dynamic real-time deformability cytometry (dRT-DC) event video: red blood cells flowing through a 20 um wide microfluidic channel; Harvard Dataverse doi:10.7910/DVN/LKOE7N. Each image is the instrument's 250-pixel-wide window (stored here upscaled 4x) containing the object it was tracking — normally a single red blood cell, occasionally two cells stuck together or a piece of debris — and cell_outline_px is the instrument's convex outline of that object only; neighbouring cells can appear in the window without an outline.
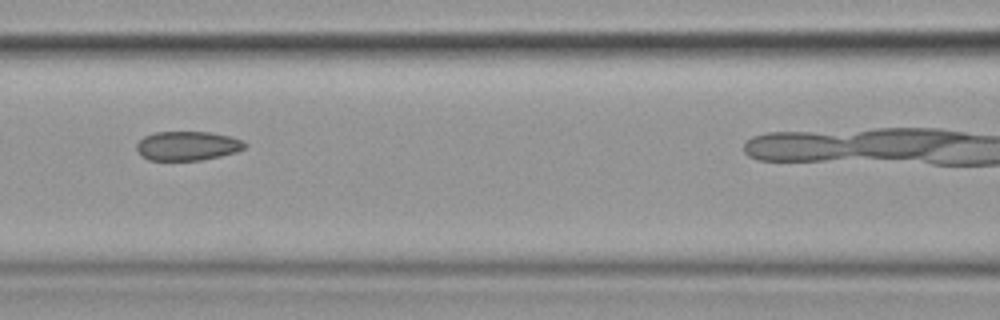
{"species": "common noctule bat (a hibernating species)", "species_latin": "Nyctalus noctula", "temperature_condition": "cold", "stored_images_in_passage": 8, "camera_frame_rate_fps": 3000, "um_per_image_px": 0.085, "animal": {"sex": "female", "body_mass_g": 19.9}, "frame": {"image": 1, "passage_image": 3, "time_ms": 2.333, "image_size_px": [1000, 320], "cell_outline_px": [[248, 144], [244, 148], [236, 152], [220, 156], [200, 160], [148, 160], [140, 156], [136, 148], [136, 144], [144, 136], [152, 132], [208, 132], [232, 136], [244, 140]], "centroid_in_image_um": [15.93, 12.39], "position_along_channel_um": 150.7, "area_um2": 18.61}}
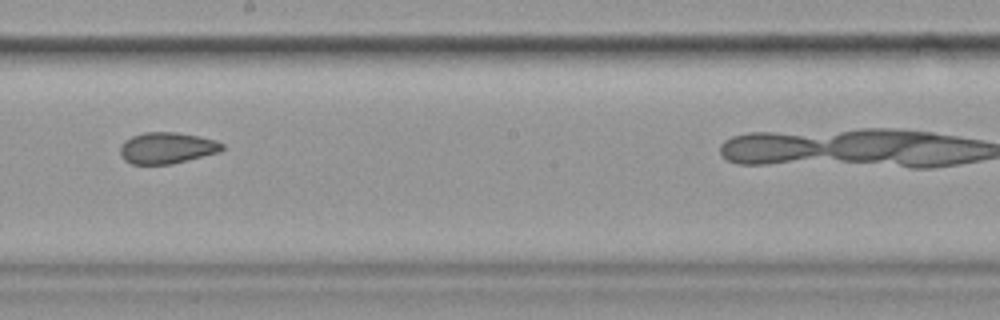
{"frame": {"image": 2, "passage_image": 5, "time_ms": 4.667, "image_size_px": [1000, 320], "cell_outline_px": [[224, 148], [220, 152], [172, 164], [132, 164], [124, 160], [120, 156], [120, 144], [124, 140], [132, 136], [144, 132], [176, 132], [200, 136], [216, 140], [224, 144]], "centroid_in_image_um": [14.18, 12.57], "position_along_channel_um": 234.0, "area_um2": 18.84}}